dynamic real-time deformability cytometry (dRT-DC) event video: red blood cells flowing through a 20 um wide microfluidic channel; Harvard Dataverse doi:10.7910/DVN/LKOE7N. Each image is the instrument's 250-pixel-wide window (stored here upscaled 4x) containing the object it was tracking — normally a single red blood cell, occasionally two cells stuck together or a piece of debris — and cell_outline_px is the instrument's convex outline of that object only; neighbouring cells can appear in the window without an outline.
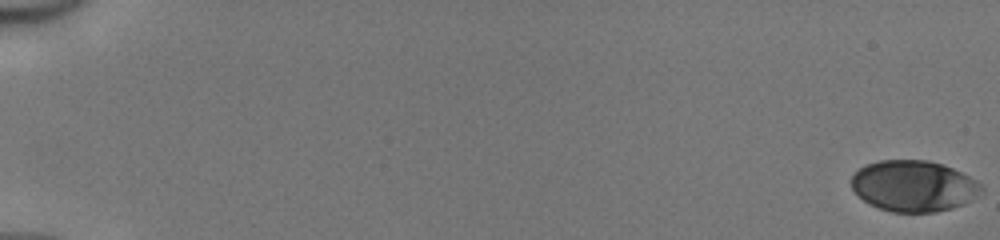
{"species": "human", "species_latin": "Homo sapiens", "temperature_condition": "cold", "stored_images_in_passage": 52, "camera_frame_rate_fps": 3000, "um_per_image_px": 0.085, "donor": {"sex": "male"}, "frame": {"image": 1, "passage_image": 1, "time_ms": 0.0, "image_size_px": [1000, 240], "cell_outline_px": [[984, 192], [964, 204], [952, 208], [936, 212], [892, 212], [880, 208], [864, 200], [852, 188], [852, 176], [860, 168], [868, 164], [880, 160], [928, 160], [944, 164], [976, 180], [984, 188]], "centroid_in_image_um": [77.71, 15.81], "position_along_channel_um": 7.3, "area_um2": 38.55}}
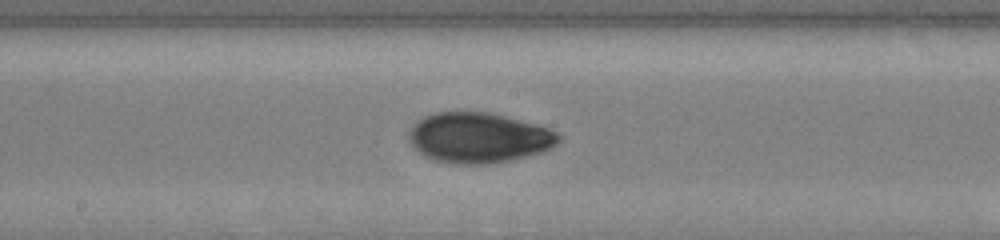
{"frame": {"image": 2, "passage_image": 30, "time_ms": 9.667, "image_size_px": [1000, 240], "cell_outline_px": [[564, 136], [552, 148], [540, 152], [492, 164], [452, 164], [436, 160], [424, 156], [412, 148], [408, 140], [408, 132], [412, 124], [424, 116], [436, 112], [488, 112], [536, 124], [548, 128]], "centroid_in_image_um": [40.65, 11.71], "position_along_channel_um": 207.6, "area_um2": 44.1}}
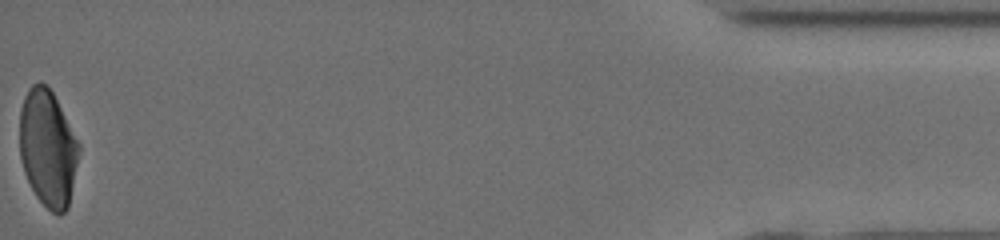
{"frame": {"image": 3, "passage_image": 52, "time_ms": 17.0, "image_size_px": [1000, 240], "cell_outline_px": [[80, 152], [68, 208], [60, 216], [52, 212], [36, 196], [24, 172], [20, 160], [20, 108], [24, 96], [28, 88], [32, 84], [40, 80], [52, 92], [80, 144]], "centroid_in_image_um": [4.06, 12.6], "position_along_channel_um": 431.1, "area_um2": 40.4}, "authors_computed_cell_mechanics": {"area_um2": 40.8935, "velocity_mm_per_s": 4.1599, "shape_relaxation_time_tau1_ms": 4.2342, "shape_relaxation_time_tau2_ms": 1.7884, "deformation_change_tau1": 0.1577, "deformation_change_tau2": 0.0497}}